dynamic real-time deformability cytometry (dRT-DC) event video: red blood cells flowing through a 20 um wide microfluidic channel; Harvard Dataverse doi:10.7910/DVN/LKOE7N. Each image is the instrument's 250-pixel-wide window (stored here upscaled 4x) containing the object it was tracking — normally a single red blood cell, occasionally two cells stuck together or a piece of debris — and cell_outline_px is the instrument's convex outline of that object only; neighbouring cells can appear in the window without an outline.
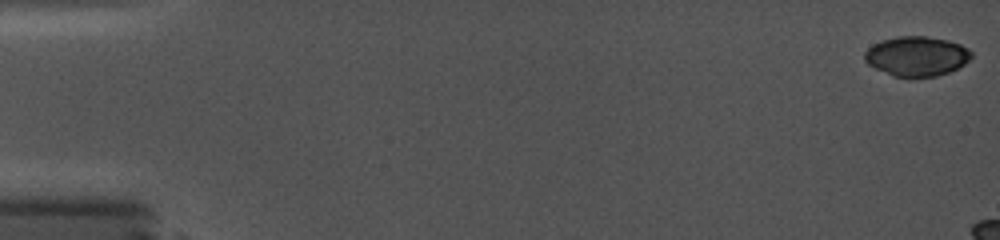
{"species": "common noctule bat (a hibernating species)", "species_latin": "Nyctalus noctula", "temperature_condition": "cold", "stored_images_in_passage": 7, "camera_frame_rate_fps": 5000, "um_per_image_px": 0.085, "animal": {"sex": "female", "body_mass_g": 19.0, "forearm_length_mm": 56.7}, "frame": {"image": 1, "passage_image": 1, "time_ms": 0.0, "image_size_px": [1000, 240], "cell_outline_px": [[972, 56], [964, 64], [948, 72], [936, 76], [892, 76], [868, 64], [864, 60], [864, 52], [872, 44], [880, 40], [900, 36], [924, 36], [948, 40], [960, 44], [968, 48], [972, 52]], "centroid_in_image_um": [77.9, 4.76], "position_along_channel_um": 7.1, "area_um2": 24.57}}